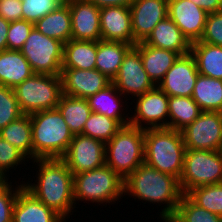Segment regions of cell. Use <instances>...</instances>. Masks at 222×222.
Listing matches in <instances>:
<instances>
[{
	"mask_svg": "<svg viewBox=\"0 0 222 222\" xmlns=\"http://www.w3.org/2000/svg\"><path fill=\"white\" fill-rule=\"evenodd\" d=\"M124 194L136 197L140 201L165 204L159 215L161 218L173 217L184 195L179 179L145 163L124 180Z\"/></svg>",
	"mask_w": 222,
	"mask_h": 222,
	"instance_id": "obj_2",
	"label": "cell"
},
{
	"mask_svg": "<svg viewBox=\"0 0 222 222\" xmlns=\"http://www.w3.org/2000/svg\"><path fill=\"white\" fill-rule=\"evenodd\" d=\"M122 127L116 119L92 112L81 134L106 144Z\"/></svg>",
	"mask_w": 222,
	"mask_h": 222,
	"instance_id": "obj_34",
	"label": "cell"
},
{
	"mask_svg": "<svg viewBox=\"0 0 222 222\" xmlns=\"http://www.w3.org/2000/svg\"><path fill=\"white\" fill-rule=\"evenodd\" d=\"M64 2L65 0H24L22 2L23 20L35 23Z\"/></svg>",
	"mask_w": 222,
	"mask_h": 222,
	"instance_id": "obj_37",
	"label": "cell"
},
{
	"mask_svg": "<svg viewBox=\"0 0 222 222\" xmlns=\"http://www.w3.org/2000/svg\"><path fill=\"white\" fill-rule=\"evenodd\" d=\"M112 84L124 96L135 97L148 92L156 85L146 73L140 53L132 47L124 56L117 75ZM130 93V95H129Z\"/></svg>",
	"mask_w": 222,
	"mask_h": 222,
	"instance_id": "obj_13",
	"label": "cell"
},
{
	"mask_svg": "<svg viewBox=\"0 0 222 222\" xmlns=\"http://www.w3.org/2000/svg\"><path fill=\"white\" fill-rule=\"evenodd\" d=\"M199 41L222 47V11L207 14L203 35Z\"/></svg>",
	"mask_w": 222,
	"mask_h": 222,
	"instance_id": "obj_41",
	"label": "cell"
},
{
	"mask_svg": "<svg viewBox=\"0 0 222 222\" xmlns=\"http://www.w3.org/2000/svg\"><path fill=\"white\" fill-rule=\"evenodd\" d=\"M186 146L181 131L170 128L144 130V163L180 179Z\"/></svg>",
	"mask_w": 222,
	"mask_h": 222,
	"instance_id": "obj_4",
	"label": "cell"
},
{
	"mask_svg": "<svg viewBox=\"0 0 222 222\" xmlns=\"http://www.w3.org/2000/svg\"><path fill=\"white\" fill-rule=\"evenodd\" d=\"M0 17L9 22L23 20L22 2L19 0H0Z\"/></svg>",
	"mask_w": 222,
	"mask_h": 222,
	"instance_id": "obj_42",
	"label": "cell"
},
{
	"mask_svg": "<svg viewBox=\"0 0 222 222\" xmlns=\"http://www.w3.org/2000/svg\"><path fill=\"white\" fill-rule=\"evenodd\" d=\"M101 40L137 44L132 33L130 7L111 6L100 9Z\"/></svg>",
	"mask_w": 222,
	"mask_h": 222,
	"instance_id": "obj_19",
	"label": "cell"
},
{
	"mask_svg": "<svg viewBox=\"0 0 222 222\" xmlns=\"http://www.w3.org/2000/svg\"><path fill=\"white\" fill-rule=\"evenodd\" d=\"M14 92L23 114L55 109L63 94L61 76L34 73L17 85Z\"/></svg>",
	"mask_w": 222,
	"mask_h": 222,
	"instance_id": "obj_7",
	"label": "cell"
},
{
	"mask_svg": "<svg viewBox=\"0 0 222 222\" xmlns=\"http://www.w3.org/2000/svg\"><path fill=\"white\" fill-rule=\"evenodd\" d=\"M222 182V150L186 149L183 170L179 179L183 194L205 185Z\"/></svg>",
	"mask_w": 222,
	"mask_h": 222,
	"instance_id": "obj_8",
	"label": "cell"
},
{
	"mask_svg": "<svg viewBox=\"0 0 222 222\" xmlns=\"http://www.w3.org/2000/svg\"><path fill=\"white\" fill-rule=\"evenodd\" d=\"M0 136L33 161L32 126L30 115L23 114L0 131Z\"/></svg>",
	"mask_w": 222,
	"mask_h": 222,
	"instance_id": "obj_31",
	"label": "cell"
},
{
	"mask_svg": "<svg viewBox=\"0 0 222 222\" xmlns=\"http://www.w3.org/2000/svg\"><path fill=\"white\" fill-rule=\"evenodd\" d=\"M60 159L73 175L94 170L105 164V144L95 138L76 134Z\"/></svg>",
	"mask_w": 222,
	"mask_h": 222,
	"instance_id": "obj_12",
	"label": "cell"
},
{
	"mask_svg": "<svg viewBox=\"0 0 222 222\" xmlns=\"http://www.w3.org/2000/svg\"><path fill=\"white\" fill-rule=\"evenodd\" d=\"M144 163V130L123 126L105 144V164L125 180Z\"/></svg>",
	"mask_w": 222,
	"mask_h": 222,
	"instance_id": "obj_5",
	"label": "cell"
},
{
	"mask_svg": "<svg viewBox=\"0 0 222 222\" xmlns=\"http://www.w3.org/2000/svg\"><path fill=\"white\" fill-rule=\"evenodd\" d=\"M185 195L197 206L222 216V182L195 187Z\"/></svg>",
	"mask_w": 222,
	"mask_h": 222,
	"instance_id": "obj_33",
	"label": "cell"
},
{
	"mask_svg": "<svg viewBox=\"0 0 222 222\" xmlns=\"http://www.w3.org/2000/svg\"><path fill=\"white\" fill-rule=\"evenodd\" d=\"M207 14L190 0H168V17L190 43L201 39Z\"/></svg>",
	"mask_w": 222,
	"mask_h": 222,
	"instance_id": "obj_16",
	"label": "cell"
},
{
	"mask_svg": "<svg viewBox=\"0 0 222 222\" xmlns=\"http://www.w3.org/2000/svg\"><path fill=\"white\" fill-rule=\"evenodd\" d=\"M164 222H176L172 217L162 218Z\"/></svg>",
	"mask_w": 222,
	"mask_h": 222,
	"instance_id": "obj_46",
	"label": "cell"
},
{
	"mask_svg": "<svg viewBox=\"0 0 222 222\" xmlns=\"http://www.w3.org/2000/svg\"><path fill=\"white\" fill-rule=\"evenodd\" d=\"M10 22L0 17V51L7 49V33Z\"/></svg>",
	"mask_w": 222,
	"mask_h": 222,
	"instance_id": "obj_45",
	"label": "cell"
},
{
	"mask_svg": "<svg viewBox=\"0 0 222 222\" xmlns=\"http://www.w3.org/2000/svg\"><path fill=\"white\" fill-rule=\"evenodd\" d=\"M11 183L8 179H0V222H12L13 208L19 189L23 186L22 183L13 188Z\"/></svg>",
	"mask_w": 222,
	"mask_h": 222,
	"instance_id": "obj_38",
	"label": "cell"
},
{
	"mask_svg": "<svg viewBox=\"0 0 222 222\" xmlns=\"http://www.w3.org/2000/svg\"><path fill=\"white\" fill-rule=\"evenodd\" d=\"M22 115L14 89L0 85V131Z\"/></svg>",
	"mask_w": 222,
	"mask_h": 222,
	"instance_id": "obj_36",
	"label": "cell"
},
{
	"mask_svg": "<svg viewBox=\"0 0 222 222\" xmlns=\"http://www.w3.org/2000/svg\"><path fill=\"white\" fill-rule=\"evenodd\" d=\"M121 97L123 98L124 96L111 83L105 89L87 98V100L92 112L116 119L122 126H126L129 125L130 117H125V114L121 113L124 107V102L121 100Z\"/></svg>",
	"mask_w": 222,
	"mask_h": 222,
	"instance_id": "obj_26",
	"label": "cell"
},
{
	"mask_svg": "<svg viewBox=\"0 0 222 222\" xmlns=\"http://www.w3.org/2000/svg\"><path fill=\"white\" fill-rule=\"evenodd\" d=\"M34 28L43 35L67 43L72 34L69 5L64 2L56 10L36 21Z\"/></svg>",
	"mask_w": 222,
	"mask_h": 222,
	"instance_id": "obj_25",
	"label": "cell"
},
{
	"mask_svg": "<svg viewBox=\"0 0 222 222\" xmlns=\"http://www.w3.org/2000/svg\"><path fill=\"white\" fill-rule=\"evenodd\" d=\"M192 99L201 111L222 112V80L199 74Z\"/></svg>",
	"mask_w": 222,
	"mask_h": 222,
	"instance_id": "obj_29",
	"label": "cell"
},
{
	"mask_svg": "<svg viewBox=\"0 0 222 222\" xmlns=\"http://www.w3.org/2000/svg\"><path fill=\"white\" fill-rule=\"evenodd\" d=\"M172 218L176 222H222V216L197 206L185 194Z\"/></svg>",
	"mask_w": 222,
	"mask_h": 222,
	"instance_id": "obj_35",
	"label": "cell"
},
{
	"mask_svg": "<svg viewBox=\"0 0 222 222\" xmlns=\"http://www.w3.org/2000/svg\"><path fill=\"white\" fill-rule=\"evenodd\" d=\"M65 220L31 194L24 185L19 189L12 222H66Z\"/></svg>",
	"mask_w": 222,
	"mask_h": 222,
	"instance_id": "obj_20",
	"label": "cell"
},
{
	"mask_svg": "<svg viewBox=\"0 0 222 222\" xmlns=\"http://www.w3.org/2000/svg\"><path fill=\"white\" fill-rule=\"evenodd\" d=\"M195 5L201 7L206 13L222 11V0H190Z\"/></svg>",
	"mask_w": 222,
	"mask_h": 222,
	"instance_id": "obj_43",
	"label": "cell"
},
{
	"mask_svg": "<svg viewBox=\"0 0 222 222\" xmlns=\"http://www.w3.org/2000/svg\"><path fill=\"white\" fill-rule=\"evenodd\" d=\"M64 43L43 35L33 27L20 52L34 73L60 75Z\"/></svg>",
	"mask_w": 222,
	"mask_h": 222,
	"instance_id": "obj_9",
	"label": "cell"
},
{
	"mask_svg": "<svg viewBox=\"0 0 222 222\" xmlns=\"http://www.w3.org/2000/svg\"><path fill=\"white\" fill-rule=\"evenodd\" d=\"M168 100L169 96L157 85L137 96L134 110L136 113L130 117L129 125L143 130L168 128Z\"/></svg>",
	"mask_w": 222,
	"mask_h": 222,
	"instance_id": "obj_11",
	"label": "cell"
},
{
	"mask_svg": "<svg viewBox=\"0 0 222 222\" xmlns=\"http://www.w3.org/2000/svg\"><path fill=\"white\" fill-rule=\"evenodd\" d=\"M33 27L34 23L27 20L10 22L7 33V49L20 50Z\"/></svg>",
	"mask_w": 222,
	"mask_h": 222,
	"instance_id": "obj_40",
	"label": "cell"
},
{
	"mask_svg": "<svg viewBox=\"0 0 222 222\" xmlns=\"http://www.w3.org/2000/svg\"><path fill=\"white\" fill-rule=\"evenodd\" d=\"M97 41L71 39L64 43L62 68L95 69Z\"/></svg>",
	"mask_w": 222,
	"mask_h": 222,
	"instance_id": "obj_27",
	"label": "cell"
},
{
	"mask_svg": "<svg viewBox=\"0 0 222 222\" xmlns=\"http://www.w3.org/2000/svg\"><path fill=\"white\" fill-rule=\"evenodd\" d=\"M32 126L33 160L61 158L67 151L73 133L60 111L42 110L30 115Z\"/></svg>",
	"mask_w": 222,
	"mask_h": 222,
	"instance_id": "obj_3",
	"label": "cell"
},
{
	"mask_svg": "<svg viewBox=\"0 0 222 222\" xmlns=\"http://www.w3.org/2000/svg\"><path fill=\"white\" fill-rule=\"evenodd\" d=\"M26 159L20 150L0 136V179H9L6 172L9 173V169L22 164Z\"/></svg>",
	"mask_w": 222,
	"mask_h": 222,
	"instance_id": "obj_39",
	"label": "cell"
},
{
	"mask_svg": "<svg viewBox=\"0 0 222 222\" xmlns=\"http://www.w3.org/2000/svg\"><path fill=\"white\" fill-rule=\"evenodd\" d=\"M181 134L186 149L221 151L222 112L202 111Z\"/></svg>",
	"mask_w": 222,
	"mask_h": 222,
	"instance_id": "obj_10",
	"label": "cell"
},
{
	"mask_svg": "<svg viewBox=\"0 0 222 222\" xmlns=\"http://www.w3.org/2000/svg\"><path fill=\"white\" fill-rule=\"evenodd\" d=\"M35 162L39 166L37 182H23L24 187L64 219L70 218L75 208L73 173L60 158L35 159Z\"/></svg>",
	"mask_w": 222,
	"mask_h": 222,
	"instance_id": "obj_1",
	"label": "cell"
},
{
	"mask_svg": "<svg viewBox=\"0 0 222 222\" xmlns=\"http://www.w3.org/2000/svg\"><path fill=\"white\" fill-rule=\"evenodd\" d=\"M198 75L196 61L188 53L177 58L157 86L169 97H192Z\"/></svg>",
	"mask_w": 222,
	"mask_h": 222,
	"instance_id": "obj_14",
	"label": "cell"
},
{
	"mask_svg": "<svg viewBox=\"0 0 222 222\" xmlns=\"http://www.w3.org/2000/svg\"><path fill=\"white\" fill-rule=\"evenodd\" d=\"M134 48L140 53L144 69L155 85L159 84L180 56L173 51L152 47L143 42L137 43Z\"/></svg>",
	"mask_w": 222,
	"mask_h": 222,
	"instance_id": "obj_22",
	"label": "cell"
},
{
	"mask_svg": "<svg viewBox=\"0 0 222 222\" xmlns=\"http://www.w3.org/2000/svg\"><path fill=\"white\" fill-rule=\"evenodd\" d=\"M74 201H91L98 204L115 202L124 194V180L110 167H102L74 174Z\"/></svg>",
	"mask_w": 222,
	"mask_h": 222,
	"instance_id": "obj_6",
	"label": "cell"
},
{
	"mask_svg": "<svg viewBox=\"0 0 222 222\" xmlns=\"http://www.w3.org/2000/svg\"><path fill=\"white\" fill-rule=\"evenodd\" d=\"M99 9L111 6L130 7L134 0H87Z\"/></svg>",
	"mask_w": 222,
	"mask_h": 222,
	"instance_id": "obj_44",
	"label": "cell"
},
{
	"mask_svg": "<svg viewBox=\"0 0 222 222\" xmlns=\"http://www.w3.org/2000/svg\"><path fill=\"white\" fill-rule=\"evenodd\" d=\"M143 43L173 51L180 56L190 53L191 49V43L168 16L154 27Z\"/></svg>",
	"mask_w": 222,
	"mask_h": 222,
	"instance_id": "obj_21",
	"label": "cell"
},
{
	"mask_svg": "<svg viewBox=\"0 0 222 222\" xmlns=\"http://www.w3.org/2000/svg\"><path fill=\"white\" fill-rule=\"evenodd\" d=\"M193 55L199 74L222 80V47L206 42L191 43Z\"/></svg>",
	"mask_w": 222,
	"mask_h": 222,
	"instance_id": "obj_28",
	"label": "cell"
},
{
	"mask_svg": "<svg viewBox=\"0 0 222 222\" xmlns=\"http://www.w3.org/2000/svg\"><path fill=\"white\" fill-rule=\"evenodd\" d=\"M60 76L64 95L84 99L105 89L112 83V80L97 69L62 68Z\"/></svg>",
	"mask_w": 222,
	"mask_h": 222,
	"instance_id": "obj_15",
	"label": "cell"
},
{
	"mask_svg": "<svg viewBox=\"0 0 222 222\" xmlns=\"http://www.w3.org/2000/svg\"><path fill=\"white\" fill-rule=\"evenodd\" d=\"M71 15V39L101 40L100 9L87 0H65Z\"/></svg>",
	"mask_w": 222,
	"mask_h": 222,
	"instance_id": "obj_18",
	"label": "cell"
},
{
	"mask_svg": "<svg viewBox=\"0 0 222 222\" xmlns=\"http://www.w3.org/2000/svg\"><path fill=\"white\" fill-rule=\"evenodd\" d=\"M132 47L131 44L121 41H97L95 69L113 80L119 71L124 56Z\"/></svg>",
	"mask_w": 222,
	"mask_h": 222,
	"instance_id": "obj_24",
	"label": "cell"
},
{
	"mask_svg": "<svg viewBox=\"0 0 222 222\" xmlns=\"http://www.w3.org/2000/svg\"><path fill=\"white\" fill-rule=\"evenodd\" d=\"M34 74L20 50L0 51V85L15 88Z\"/></svg>",
	"mask_w": 222,
	"mask_h": 222,
	"instance_id": "obj_23",
	"label": "cell"
},
{
	"mask_svg": "<svg viewBox=\"0 0 222 222\" xmlns=\"http://www.w3.org/2000/svg\"><path fill=\"white\" fill-rule=\"evenodd\" d=\"M130 13L134 40L143 42L154 27L168 16V0H134Z\"/></svg>",
	"mask_w": 222,
	"mask_h": 222,
	"instance_id": "obj_17",
	"label": "cell"
},
{
	"mask_svg": "<svg viewBox=\"0 0 222 222\" xmlns=\"http://www.w3.org/2000/svg\"><path fill=\"white\" fill-rule=\"evenodd\" d=\"M57 109L73 135L81 134L92 113L88 100L62 94Z\"/></svg>",
	"mask_w": 222,
	"mask_h": 222,
	"instance_id": "obj_30",
	"label": "cell"
},
{
	"mask_svg": "<svg viewBox=\"0 0 222 222\" xmlns=\"http://www.w3.org/2000/svg\"><path fill=\"white\" fill-rule=\"evenodd\" d=\"M168 128L177 131L190 125L200 114L199 105L192 97L172 96L168 100Z\"/></svg>",
	"mask_w": 222,
	"mask_h": 222,
	"instance_id": "obj_32",
	"label": "cell"
}]
</instances>
